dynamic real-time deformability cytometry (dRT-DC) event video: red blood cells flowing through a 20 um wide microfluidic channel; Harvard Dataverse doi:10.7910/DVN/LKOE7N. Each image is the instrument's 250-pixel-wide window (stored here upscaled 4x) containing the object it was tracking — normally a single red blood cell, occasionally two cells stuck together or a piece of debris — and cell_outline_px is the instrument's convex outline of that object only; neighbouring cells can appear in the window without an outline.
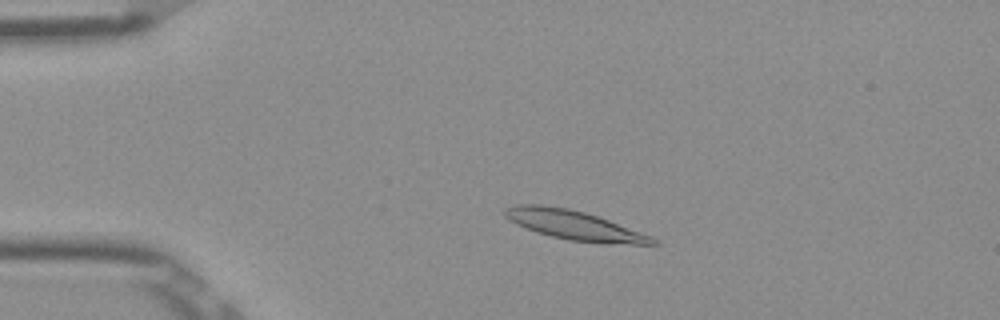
{"species": "Egyptian fruit bat (a non-hibernating species)", "species_latin": "Rousettus aegyptiacus", "temperature_condition": "room temperature", "stored_images_in_passage": 51, "camera_frame_rate_fps": 3000, "um_per_image_px": 0.085, "frame": {"image": 1, "passage_image": 10, "time_ms": 3.0, "image_size_px": [1000, 320], "cell_outline_px": [[660, 244], [632, 244], [568, 240], [536, 232], [516, 224], [504, 216], [504, 208], [516, 204], [540, 204], [568, 208], [584, 212], [608, 220], [652, 236]], "centroid_in_image_um": [48.75, 19.12], "position_along_channel_um": 36.2, "area_um2": 24.85}}
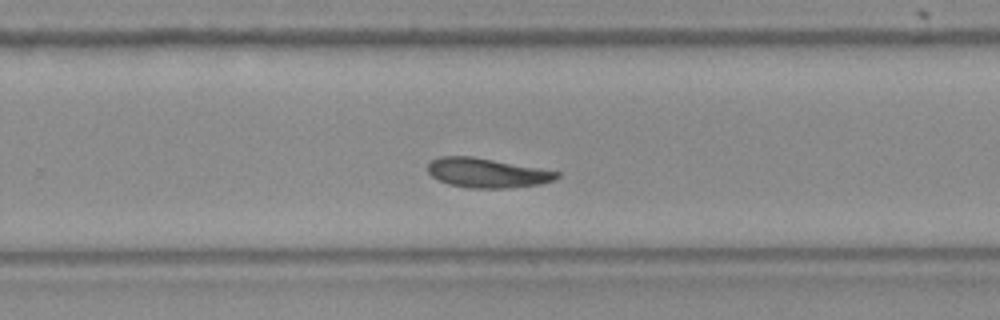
{"frame": {"image": 2, "passage_image": 33, "time_ms": 10.667, "image_size_px": [1000, 320], "cell_outline_px": [[560, 176], [552, 180], [540, 184], [504, 188], [468, 188], [448, 184], [432, 176], [428, 172], [428, 164], [432, 160], [440, 156], [472, 156], [560, 172]], "centroid_in_image_um": [41.36, 14.69], "position_along_channel_um": 288.4, "area_um2": 21.91}}
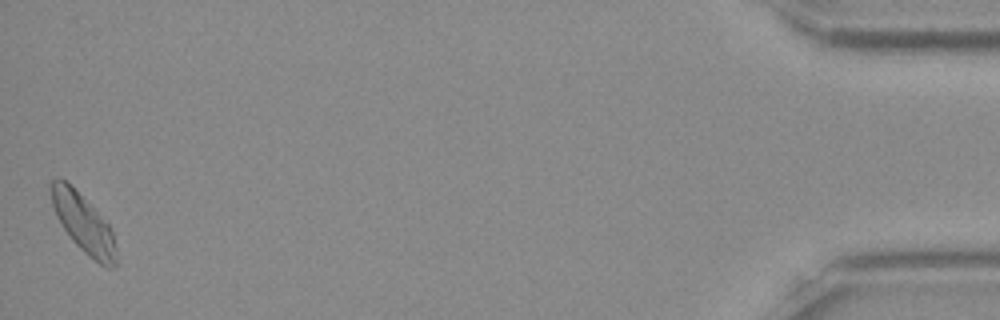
{"frame": {"image": 3, "passage_image": 51, "time_ms": 16.667, "image_size_px": [1000, 320], "cell_outline_px": [[116, 268], [108, 268], [100, 264], [84, 252], [72, 240], [56, 216], [52, 204], [48, 188], [52, 180], [60, 176], [112, 228], [116, 248]], "centroid_in_image_um": [7.07, 19.01], "position_along_channel_um": 428.1, "area_um2": 21.73}}